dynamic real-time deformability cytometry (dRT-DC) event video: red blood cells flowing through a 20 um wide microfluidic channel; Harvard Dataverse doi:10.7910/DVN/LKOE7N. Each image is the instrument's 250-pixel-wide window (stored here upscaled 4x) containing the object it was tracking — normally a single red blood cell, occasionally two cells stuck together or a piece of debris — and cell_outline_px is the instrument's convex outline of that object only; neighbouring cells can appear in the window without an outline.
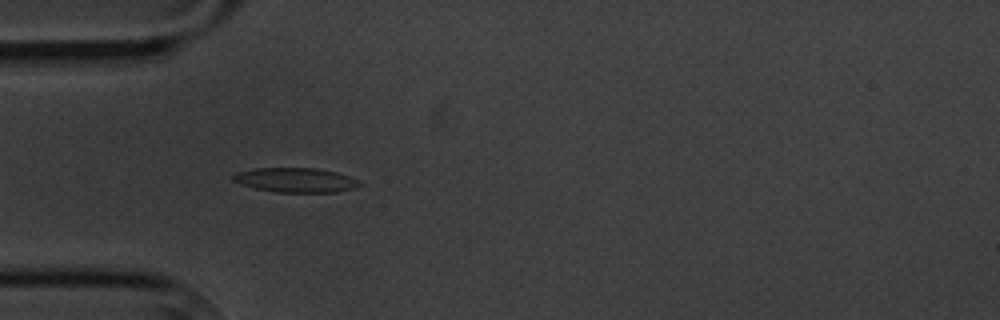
{"species": "common noctule bat (a hibernating species)", "species_latin": "Nyctalus noctula", "temperature_condition": "cold", "stored_images_in_passage": 6, "camera_frame_rate_fps": 3000, "um_per_image_px": 0.085, "animal": {"sex": "male", "body_mass_g": 20.1, "forearm_length_mm": 53.5}, "frame": {"image": 1, "passage_image": 4, "time_ms": 4.333, "image_size_px": [1000, 320], "cell_outline_px": [[364, 184], [356, 188], [336, 192], [276, 192], [256, 188], [240, 184], [232, 180], [232, 176], [236, 172], [256, 168], [316, 168], [336, 172], [360, 180]], "centroid_in_image_um": [25.17, 15.3], "position_along_channel_um": 59.8, "area_um2": 18.15}}
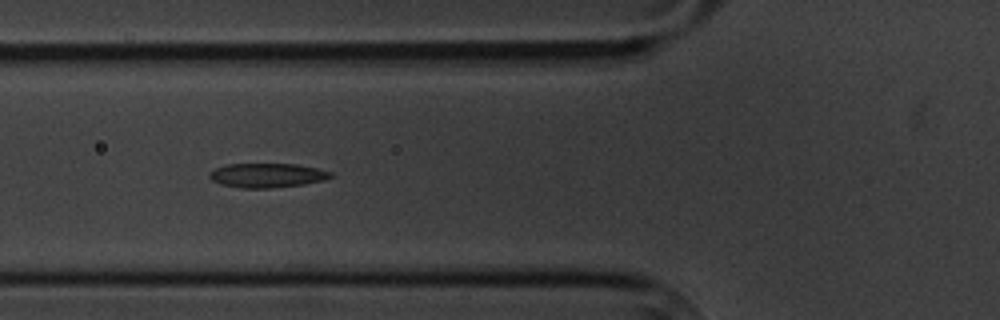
{"frame": {"image": 2, "passage_image": 5, "time_ms": 5.667, "image_size_px": [1000, 320], "cell_outline_px": [[332, 176], [324, 180], [304, 184], [272, 188], [240, 188], [220, 184], [212, 180], [208, 176], [216, 168], [228, 164], [296, 164], [316, 168], [332, 172]], "centroid_in_image_um": [22.71, 14.91], "position_along_channel_um": 103.1, "area_um2": 17.05}}
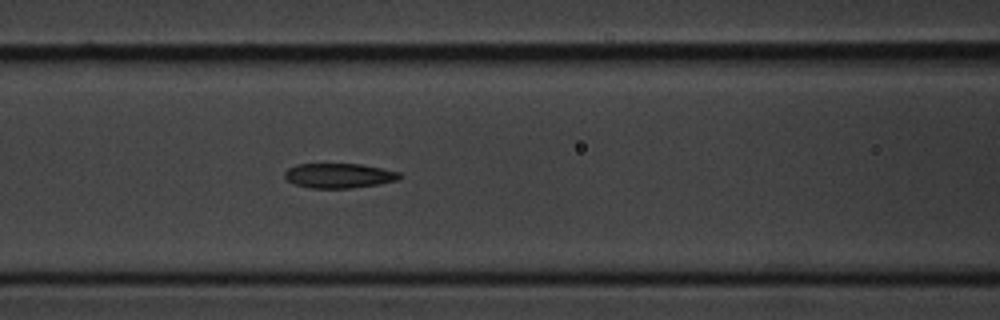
{"frame": {"image": 3, "passage_image": 6, "time_ms": 6.667, "image_size_px": [1000, 320], "cell_outline_px": [[404, 176], [400, 180], [380, 184], [352, 188], [308, 188], [296, 184], [288, 180], [284, 176], [284, 172], [288, 168], [296, 164], [360, 164], [400, 172]], "centroid_in_image_um": [28.85, 14.93], "position_along_channel_um": 137.7, "area_um2": 16.7}}